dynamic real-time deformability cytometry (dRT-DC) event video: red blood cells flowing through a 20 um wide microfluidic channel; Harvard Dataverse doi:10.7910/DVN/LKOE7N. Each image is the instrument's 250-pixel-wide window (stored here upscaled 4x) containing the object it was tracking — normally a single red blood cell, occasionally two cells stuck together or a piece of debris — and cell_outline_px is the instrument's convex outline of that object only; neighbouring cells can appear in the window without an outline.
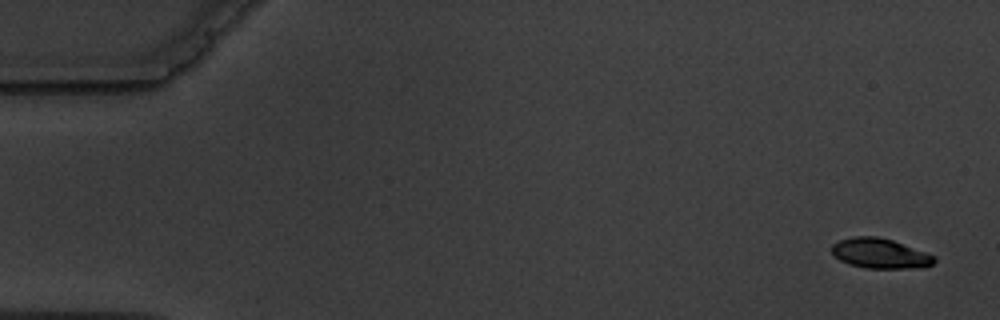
{"species": "common noctule bat (a hibernating species)", "species_latin": "Nyctalus noctula", "temperature_condition": "warm", "stored_images_in_passage": 5, "camera_frame_rate_fps": 3000, "um_per_image_px": 0.085, "animal": {"sex": "male", "body_mass_g": 19.5, "forearm_length_mm": 54.6}, "frame": {"image": 1, "passage_image": 1, "time_ms": 0.0, "image_size_px": [1000, 320], "cell_outline_px": [[936, 260], [932, 264], [924, 268], [864, 268], [848, 264], [832, 256], [832, 244], [840, 240], [856, 236], [880, 236], [892, 240], [936, 256]], "centroid_in_image_um": [74.8, 21.55], "position_along_channel_um": 10.2, "area_um2": 18.03}}
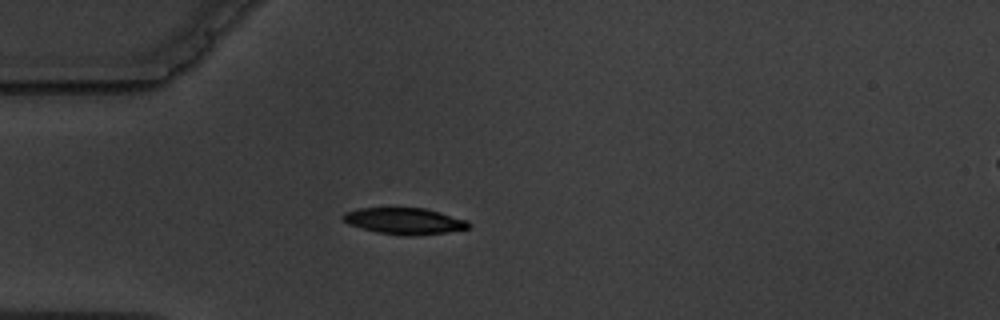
{"frame": {"image": 2, "passage_image": 5, "time_ms": 4.667, "image_size_px": [1000, 320], "cell_outline_px": [[472, 228], [448, 232], [412, 236], [404, 236], [376, 232], [348, 224], [340, 216], [344, 212], [360, 208], [424, 208], [440, 212], [468, 220], [472, 224]], "centroid_in_image_um": [34.41, 18.79], "position_along_channel_um": 50.6, "area_um2": 19.54}}